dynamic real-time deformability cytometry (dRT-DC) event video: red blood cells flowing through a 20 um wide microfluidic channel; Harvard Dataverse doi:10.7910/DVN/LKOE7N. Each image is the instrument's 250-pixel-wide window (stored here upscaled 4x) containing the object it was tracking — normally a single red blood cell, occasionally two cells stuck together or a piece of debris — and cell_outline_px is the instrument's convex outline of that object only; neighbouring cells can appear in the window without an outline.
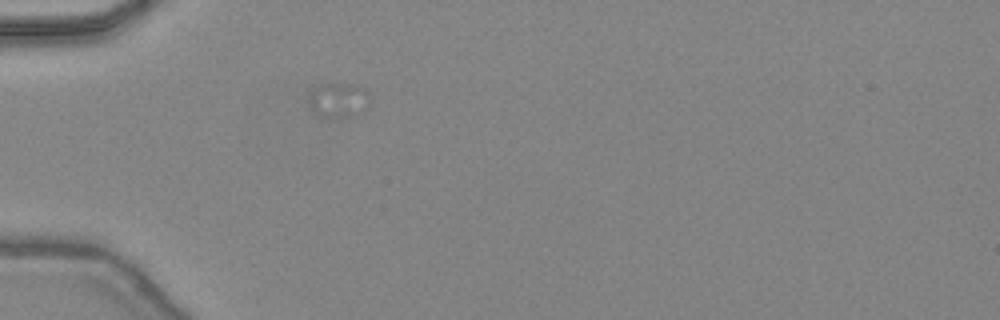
{"species": "common noctule bat (a hibernating species)", "species_latin": "Nyctalus noctula", "temperature_condition": "warm", "stored_images_in_passage": 1, "camera_frame_rate_fps": 3000, "um_per_image_px": 0.085, "animal": {"sex": "female", "body_mass_g": 24.6, "forearm_length_mm": 56.2}, "frame": {"image": 1, "passage_image": 1, "time_ms": 0.0, "image_size_px": [1000, 320], "cell_outline_px": [[368, 104], [360, 116], [332, 116], [316, 112], [308, 104], [308, 92], [320, 84], [356, 84], [364, 88], [368, 92]], "centroid_in_image_um": [28.79, 8.47], "position_along_channel_um": 56.2, "area_um2": 12.2}}